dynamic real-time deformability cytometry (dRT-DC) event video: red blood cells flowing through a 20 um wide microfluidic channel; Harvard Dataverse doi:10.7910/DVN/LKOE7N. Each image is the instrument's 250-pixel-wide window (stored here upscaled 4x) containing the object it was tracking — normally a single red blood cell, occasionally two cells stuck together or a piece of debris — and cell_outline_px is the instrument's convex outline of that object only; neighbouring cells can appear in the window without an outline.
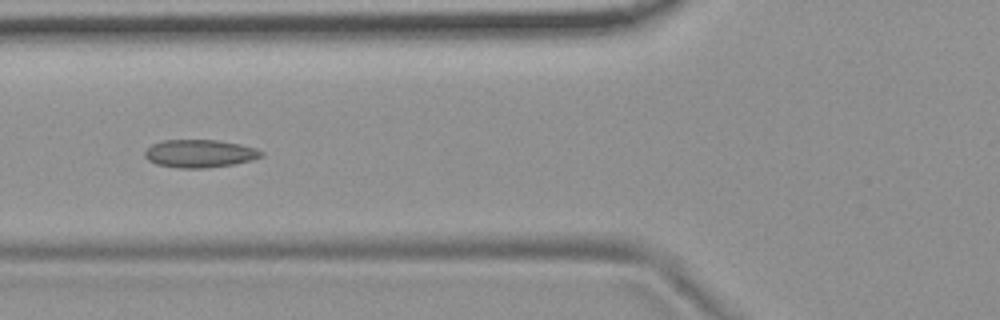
{"species": "common noctule bat (a hibernating species)", "species_latin": "Nyctalus noctula", "temperature_condition": "room temperature", "stored_images_in_passage": 5, "camera_frame_rate_fps": 3000, "um_per_image_px": 0.085, "animal": {"sex": "female", "body_mass_g": 19.9}, "frame": {"image": 1, "passage_image": 5, "time_ms": 4.667, "image_size_px": [1000, 320], "cell_outline_px": [[264, 156], [252, 160], [232, 164], [204, 168], [176, 168], [156, 164], [148, 160], [144, 156], [144, 152], [152, 144], [164, 140], [216, 140], [240, 144], [256, 148], [264, 152]], "centroid_in_image_um": [16.98, 13.05], "position_along_channel_um": 108.8, "area_um2": 18.96}}